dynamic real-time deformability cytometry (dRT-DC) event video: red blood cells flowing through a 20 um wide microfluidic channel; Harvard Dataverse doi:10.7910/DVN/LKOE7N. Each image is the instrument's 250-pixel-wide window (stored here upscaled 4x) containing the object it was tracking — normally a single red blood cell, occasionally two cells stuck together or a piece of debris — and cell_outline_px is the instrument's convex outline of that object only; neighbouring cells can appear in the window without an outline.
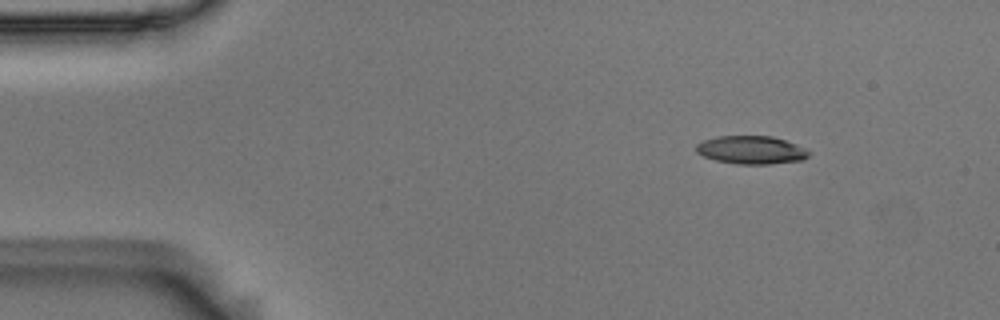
{"species": "Egyptian fruit bat (a non-hibernating species)", "species_latin": "Rousettus aegyptiacus", "temperature_condition": "room temperature", "stored_images_in_passage": 12, "camera_frame_rate_fps": 3000, "um_per_image_px": 0.085, "animal": {"sex": "male"}, "frame": {"image": 1, "passage_image": 1, "time_ms": 0.0, "image_size_px": [1000, 320], "cell_outline_px": [[812, 152], [804, 160], [768, 164], [736, 164], [716, 160], [704, 156], [696, 152], [696, 144], [704, 140], [716, 136], [772, 136], [808, 148]], "centroid_in_image_um": [63.89, 12.74], "position_along_channel_um": 21.1, "area_um2": 18.61}}
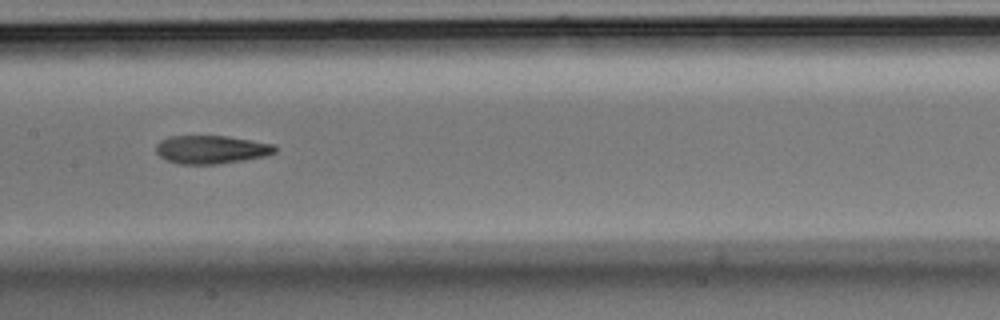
{"frame": {"image": 2, "passage_image": 6, "time_ms": 1.667, "image_size_px": [1000, 320], "cell_outline_px": [[276, 152], [264, 156], [216, 164], [180, 164], [164, 160], [156, 152], [156, 144], [160, 140], [168, 136], [228, 136], [252, 140], [272, 144], [276, 148]], "centroid_in_image_um": [17.9, 12.7], "position_along_channel_um": 189.5, "area_um2": 19.54}}
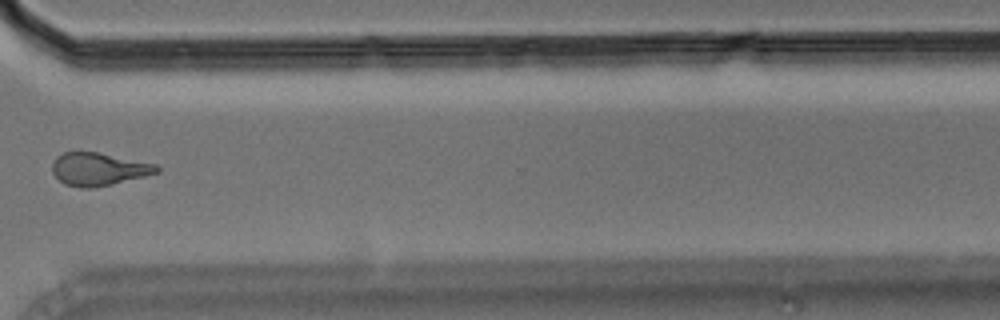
{"frame": {"image": 3, "passage_image": 10, "time_ms": 3.0, "image_size_px": [1000, 320], "cell_outline_px": [[160, 172], [112, 184], [92, 188], [80, 188], [64, 184], [52, 172], [52, 164], [56, 156], [64, 152], [100, 152], [156, 164], [160, 168]], "centroid_in_image_um": [8.38, 14.37], "position_along_channel_um": 362.2, "area_um2": 20.06}}